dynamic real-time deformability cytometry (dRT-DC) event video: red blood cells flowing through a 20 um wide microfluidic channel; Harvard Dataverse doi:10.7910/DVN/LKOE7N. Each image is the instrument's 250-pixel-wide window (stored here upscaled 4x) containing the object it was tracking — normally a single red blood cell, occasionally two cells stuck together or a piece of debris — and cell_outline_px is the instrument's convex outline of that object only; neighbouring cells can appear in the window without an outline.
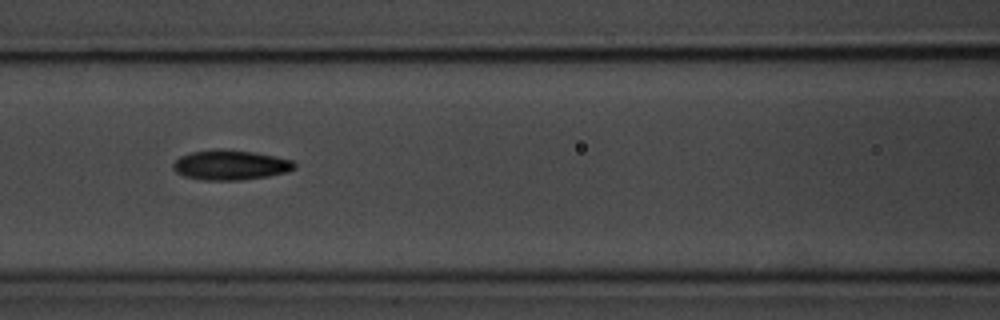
{"species": "common noctule bat (a hibernating species)", "species_latin": "Nyctalus noctula", "temperature_condition": "room temperature", "stored_images_in_passage": 6, "camera_frame_rate_fps": 3000, "um_per_image_px": 0.085, "animal": {"sex": "male", "body_mass_g": 20.1, "forearm_length_mm": 53.5}, "frame": {"image": 1, "passage_image": 4, "time_ms": 3.333, "image_size_px": [1000, 320], "cell_outline_px": [[296, 168], [288, 172], [268, 176], [240, 180], [204, 180], [184, 176], [176, 172], [172, 168], [172, 164], [180, 156], [192, 152], [216, 148], [252, 152], [292, 160], [296, 164]], "centroid_in_image_um": [19.57, 14.03], "position_along_channel_um": 147.0, "area_um2": 21.1}}
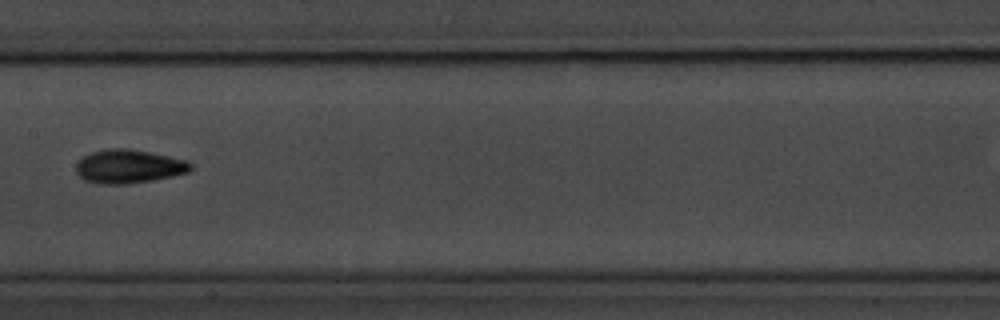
{"frame": {"image": 2, "passage_image": 5, "time_ms": 4.667, "image_size_px": [1000, 320], "cell_outline_px": [[192, 168], [188, 172], [172, 176], [152, 180], [128, 184], [100, 184], [84, 180], [76, 172], [76, 164], [84, 156], [92, 152], [108, 148], [128, 148], [188, 160], [192, 164]], "centroid_in_image_um": [10.94, 14.15], "position_along_channel_um": 196.5, "area_um2": 22.43}}